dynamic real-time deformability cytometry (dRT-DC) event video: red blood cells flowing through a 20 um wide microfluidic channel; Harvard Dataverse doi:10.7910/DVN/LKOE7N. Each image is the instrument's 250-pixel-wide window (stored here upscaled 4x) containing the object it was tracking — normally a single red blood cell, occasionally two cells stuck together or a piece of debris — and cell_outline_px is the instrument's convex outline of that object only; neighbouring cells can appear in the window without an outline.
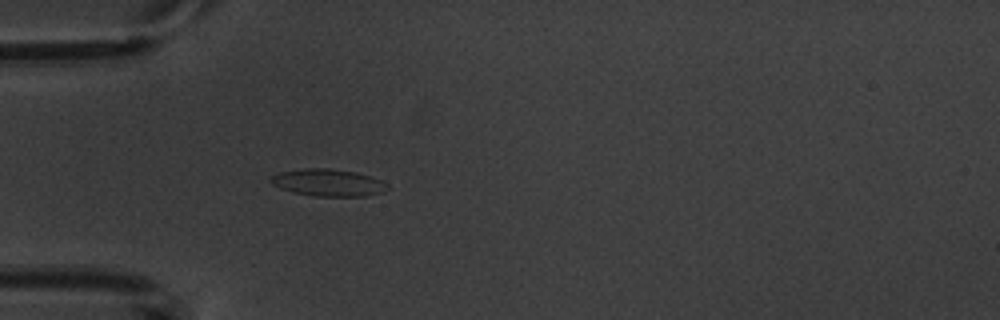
{"species": "common noctule bat (a hibernating species)", "species_latin": "Nyctalus noctula", "temperature_condition": "warm", "stored_images_in_passage": 1, "camera_frame_rate_fps": 3000, "um_per_image_px": 0.085, "animal": {"sex": "male", "body_mass_g": 20.1, "forearm_length_mm": 53.5}, "frame": {"image": 1, "passage_image": 1, "time_ms": 0.0, "image_size_px": [1000, 320], "cell_outline_px": [[388, 188], [380, 192], [364, 196], [312, 196], [292, 192], [280, 188], [272, 184], [268, 180], [272, 176], [280, 172], [304, 168], [328, 168], [356, 172], [380, 180], [388, 184]], "centroid_in_image_um": [27.84, 15.52], "position_along_channel_um": 57.2, "area_um2": 18.32}}